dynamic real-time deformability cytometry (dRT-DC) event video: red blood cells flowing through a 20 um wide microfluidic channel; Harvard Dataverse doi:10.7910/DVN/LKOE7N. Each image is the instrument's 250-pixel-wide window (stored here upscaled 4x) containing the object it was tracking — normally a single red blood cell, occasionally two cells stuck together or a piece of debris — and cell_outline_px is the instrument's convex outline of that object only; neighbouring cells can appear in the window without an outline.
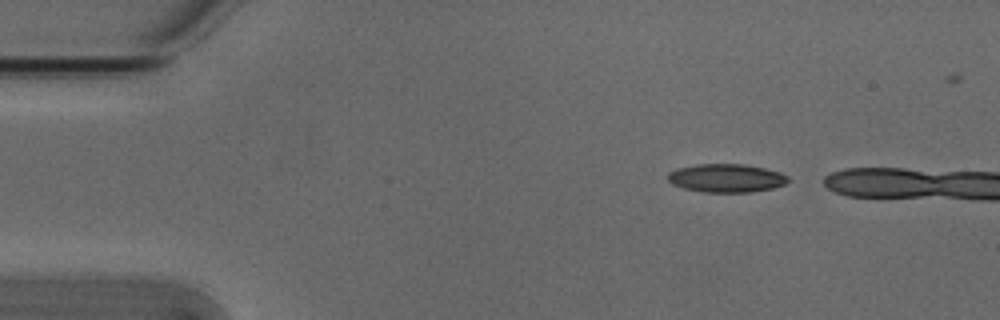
{"species": "Egyptian fruit bat (a non-hibernating species)", "species_latin": "Rousettus aegyptiacus", "temperature_condition": "cold", "stored_images_in_passage": 3, "camera_frame_rate_fps": 3000, "um_per_image_px": 0.085, "animal": {"sex": "male"}, "frame": {"image": 1, "passage_image": 1, "time_ms": 0.0, "image_size_px": [1000, 320], "cell_outline_px": [[792, 180], [788, 184], [772, 188], [752, 192], [704, 192], [684, 188], [672, 184], [668, 180], [668, 172], [676, 168], [696, 164], [744, 164], [764, 168], [780, 172], [788, 176]], "centroid_in_image_um": [61.77, 15.13], "position_along_channel_um": 23.2, "area_um2": 20.11}}